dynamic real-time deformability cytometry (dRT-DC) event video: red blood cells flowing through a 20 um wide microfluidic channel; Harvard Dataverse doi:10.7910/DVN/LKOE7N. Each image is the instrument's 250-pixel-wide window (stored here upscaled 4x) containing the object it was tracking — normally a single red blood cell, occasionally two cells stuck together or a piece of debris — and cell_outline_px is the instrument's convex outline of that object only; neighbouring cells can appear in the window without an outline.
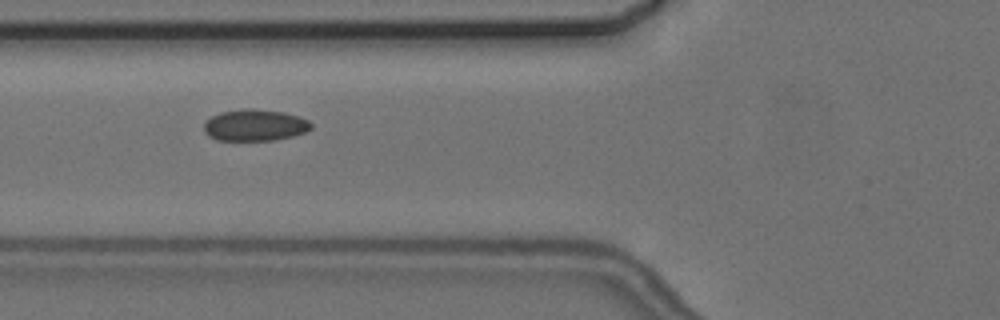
{"species": "common noctule bat (a hibernating species)", "species_latin": "Nyctalus noctula", "temperature_condition": "cold", "stored_images_in_passage": 5, "camera_frame_rate_fps": 3000, "um_per_image_px": 0.085, "animal": {"sex": "female", "body_mass_g": 24.6, "forearm_length_mm": 56.2}, "frame": {"image": 1, "passage_image": 4, "time_ms": 4.333, "image_size_px": [1000, 320], "cell_outline_px": [[312, 128], [304, 132], [292, 136], [276, 140], [216, 140], [208, 136], [204, 132], [204, 124], [212, 116], [220, 112], [240, 108], [252, 108], [284, 112], [308, 120], [312, 124]], "centroid_in_image_um": [21.64, 10.63], "position_along_channel_um": 104.2, "area_um2": 19.77}}
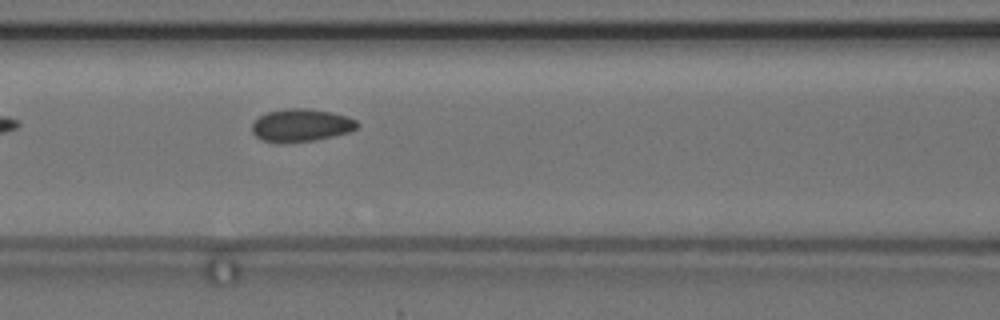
{"frame": {"image": 2, "passage_image": 5, "time_ms": 5.333, "image_size_px": [1000, 320], "cell_outline_px": [[360, 124], [356, 128], [348, 132], [332, 136], [312, 140], [280, 144], [276, 144], [260, 140], [252, 132], [252, 124], [260, 116], [268, 112], [284, 108], [304, 108], [332, 112], [348, 116], [356, 120]], "centroid_in_image_um": [25.57, 10.65], "position_along_channel_um": 141.0, "area_um2": 20.23}}